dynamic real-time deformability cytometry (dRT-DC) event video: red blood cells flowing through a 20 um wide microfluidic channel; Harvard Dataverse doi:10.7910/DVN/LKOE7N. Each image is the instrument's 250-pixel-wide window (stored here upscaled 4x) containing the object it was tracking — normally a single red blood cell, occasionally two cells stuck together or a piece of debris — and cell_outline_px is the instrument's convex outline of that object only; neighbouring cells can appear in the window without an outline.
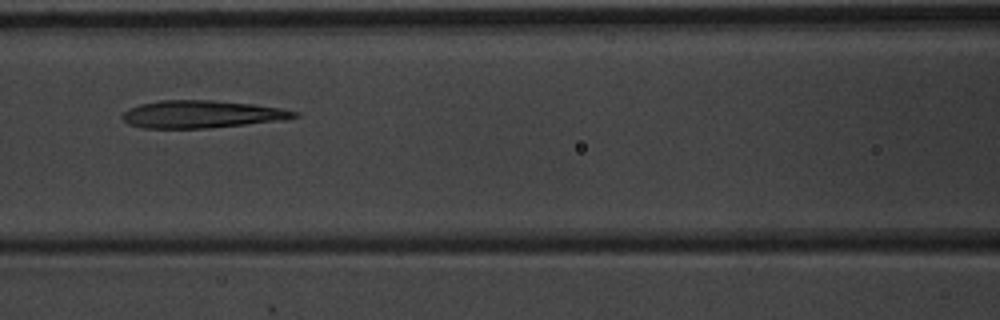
{"species": "common noctule bat (a hibernating species)", "species_latin": "Nyctalus noctula", "temperature_condition": "warm", "stored_images_in_passage": 10, "camera_frame_rate_fps": 3000, "um_per_image_px": 0.085, "animal": {"sex": "male", "body_mass_g": 20.1, "forearm_length_mm": 53.5}, "frame": {"image": 1, "passage_image": 6, "time_ms": 1.667, "image_size_px": [1000, 320], "cell_outline_px": [[300, 116], [284, 120], [208, 128], [140, 128], [128, 124], [120, 116], [128, 108], [140, 104], [160, 100], [212, 100], [252, 104], [280, 108], [300, 112]], "centroid_in_image_um": [17.13, 9.71], "position_along_channel_um": 149.5, "area_um2": 27.69}}
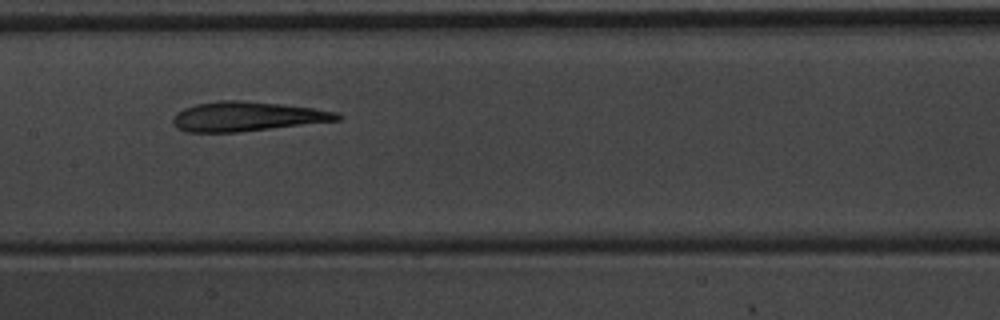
{"frame": {"image": 2, "passage_image": 7, "time_ms": 2.0, "image_size_px": [1000, 320], "cell_outline_px": [[344, 116], [340, 120], [236, 132], [184, 132], [176, 128], [172, 120], [172, 116], [176, 112], [184, 108], [196, 104], [220, 100], [240, 100], [280, 104], [312, 108], [336, 112]], "centroid_in_image_um": [20.94, 9.9], "position_along_channel_um": 186.5, "area_um2": 28.15}}
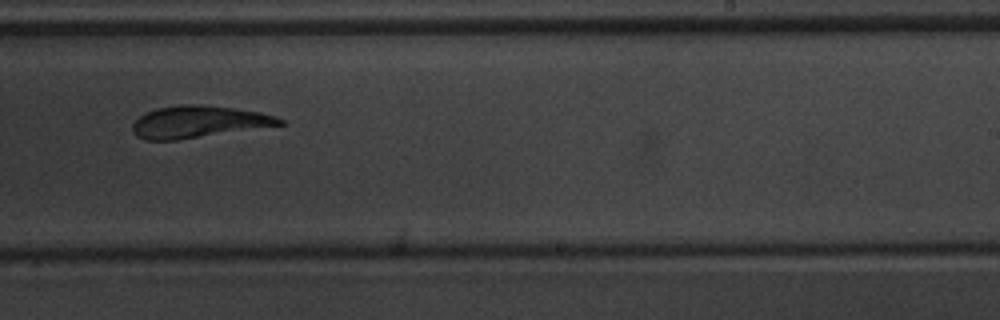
{"frame": {"image": 3, "passage_image": 9, "time_ms": 2.667, "image_size_px": [1000, 320], "cell_outline_px": [[284, 124], [176, 140], [144, 140], [136, 136], [132, 132], [132, 124], [140, 116], [156, 108], [180, 104], [204, 104], [260, 112], [276, 116], [284, 120]], "centroid_in_image_um": [16.83, 10.35], "position_along_channel_um": 272.2, "area_um2": 27.22}}